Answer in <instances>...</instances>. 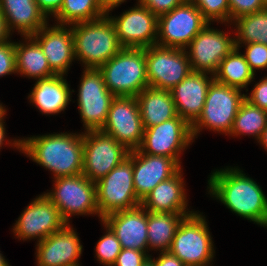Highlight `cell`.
<instances>
[{"mask_svg": "<svg viewBox=\"0 0 267 266\" xmlns=\"http://www.w3.org/2000/svg\"><path fill=\"white\" fill-rule=\"evenodd\" d=\"M208 194L232 213L267 228V196L238 166L215 169L208 177Z\"/></svg>", "mask_w": 267, "mask_h": 266, "instance_id": "1", "label": "cell"}, {"mask_svg": "<svg viewBox=\"0 0 267 266\" xmlns=\"http://www.w3.org/2000/svg\"><path fill=\"white\" fill-rule=\"evenodd\" d=\"M21 139V153L51 171L53 179L83 172V132H53Z\"/></svg>", "mask_w": 267, "mask_h": 266, "instance_id": "2", "label": "cell"}, {"mask_svg": "<svg viewBox=\"0 0 267 266\" xmlns=\"http://www.w3.org/2000/svg\"><path fill=\"white\" fill-rule=\"evenodd\" d=\"M75 60L84 68L99 69L123 47L113 22L104 15L98 19L71 25Z\"/></svg>", "mask_w": 267, "mask_h": 266, "instance_id": "3", "label": "cell"}, {"mask_svg": "<svg viewBox=\"0 0 267 266\" xmlns=\"http://www.w3.org/2000/svg\"><path fill=\"white\" fill-rule=\"evenodd\" d=\"M99 70L114 96L136 97L149 86L145 48H122Z\"/></svg>", "mask_w": 267, "mask_h": 266, "instance_id": "4", "label": "cell"}, {"mask_svg": "<svg viewBox=\"0 0 267 266\" xmlns=\"http://www.w3.org/2000/svg\"><path fill=\"white\" fill-rule=\"evenodd\" d=\"M243 90L215 80L209 85L201 115L191 125L193 140L202 130L229 135L238 109L245 100Z\"/></svg>", "mask_w": 267, "mask_h": 266, "instance_id": "5", "label": "cell"}, {"mask_svg": "<svg viewBox=\"0 0 267 266\" xmlns=\"http://www.w3.org/2000/svg\"><path fill=\"white\" fill-rule=\"evenodd\" d=\"M203 212L195 211L180 222L169 252L186 266H212L215 257L213 237Z\"/></svg>", "mask_w": 267, "mask_h": 266, "instance_id": "6", "label": "cell"}, {"mask_svg": "<svg viewBox=\"0 0 267 266\" xmlns=\"http://www.w3.org/2000/svg\"><path fill=\"white\" fill-rule=\"evenodd\" d=\"M53 188L44 192L58 208L63 219L70 224L71 216L96 215L103 219L97 206L96 183L82 173L55 178Z\"/></svg>", "mask_w": 267, "mask_h": 266, "instance_id": "7", "label": "cell"}, {"mask_svg": "<svg viewBox=\"0 0 267 266\" xmlns=\"http://www.w3.org/2000/svg\"><path fill=\"white\" fill-rule=\"evenodd\" d=\"M97 206L102 218L141 204L133 183V150L127 158L96 182Z\"/></svg>", "mask_w": 267, "mask_h": 266, "instance_id": "8", "label": "cell"}, {"mask_svg": "<svg viewBox=\"0 0 267 266\" xmlns=\"http://www.w3.org/2000/svg\"><path fill=\"white\" fill-rule=\"evenodd\" d=\"M78 85V111L84 131L101 130L115 96L107 89L99 69L84 68Z\"/></svg>", "mask_w": 267, "mask_h": 266, "instance_id": "9", "label": "cell"}, {"mask_svg": "<svg viewBox=\"0 0 267 266\" xmlns=\"http://www.w3.org/2000/svg\"><path fill=\"white\" fill-rule=\"evenodd\" d=\"M129 150L101 130L83 132V172L97 182L129 155Z\"/></svg>", "mask_w": 267, "mask_h": 266, "instance_id": "10", "label": "cell"}, {"mask_svg": "<svg viewBox=\"0 0 267 266\" xmlns=\"http://www.w3.org/2000/svg\"><path fill=\"white\" fill-rule=\"evenodd\" d=\"M207 24L197 7L186 0L158 16L156 45L185 49Z\"/></svg>", "mask_w": 267, "mask_h": 266, "instance_id": "11", "label": "cell"}, {"mask_svg": "<svg viewBox=\"0 0 267 266\" xmlns=\"http://www.w3.org/2000/svg\"><path fill=\"white\" fill-rule=\"evenodd\" d=\"M145 59L150 87L171 90L192 71L185 49L152 45Z\"/></svg>", "mask_w": 267, "mask_h": 266, "instance_id": "12", "label": "cell"}, {"mask_svg": "<svg viewBox=\"0 0 267 266\" xmlns=\"http://www.w3.org/2000/svg\"><path fill=\"white\" fill-rule=\"evenodd\" d=\"M193 141L191 125L178 115L161 124L144 128L138 150L145 154L174 158L181 164L180 155Z\"/></svg>", "mask_w": 267, "mask_h": 266, "instance_id": "13", "label": "cell"}, {"mask_svg": "<svg viewBox=\"0 0 267 266\" xmlns=\"http://www.w3.org/2000/svg\"><path fill=\"white\" fill-rule=\"evenodd\" d=\"M211 23L194 37L185 48L192 71L214 75L220 62L236 47L231 32L214 29Z\"/></svg>", "mask_w": 267, "mask_h": 266, "instance_id": "14", "label": "cell"}, {"mask_svg": "<svg viewBox=\"0 0 267 266\" xmlns=\"http://www.w3.org/2000/svg\"><path fill=\"white\" fill-rule=\"evenodd\" d=\"M67 224L58 208L42 193L24 209L11 231L20 240L37 239L38 243Z\"/></svg>", "mask_w": 267, "mask_h": 266, "instance_id": "15", "label": "cell"}, {"mask_svg": "<svg viewBox=\"0 0 267 266\" xmlns=\"http://www.w3.org/2000/svg\"><path fill=\"white\" fill-rule=\"evenodd\" d=\"M101 131L115 138L129 151L138 149L144 126L136 97L115 96Z\"/></svg>", "mask_w": 267, "mask_h": 266, "instance_id": "16", "label": "cell"}, {"mask_svg": "<svg viewBox=\"0 0 267 266\" xmlns=\"http://www.w3.org/2000/svg\"><path fill=\"white\" fill-rule=\"evenodd\" d=\"M107 15L123 48L144 49L156 45L158 16L140 2L119 16Z\"/></svg>", "mask_w": 267, "mask_h": 266, "instance_id": "17", "label": "cell"}, {"mask_svg": "<svg viewBox=\"0 0 267 266\" xmlns=\"http://www.w3.org/2000/svg\"><path fill=\"white\" fill-rule=\"evenodd\" d=\"M71 224L36 243L37 266H82L83 245Z\"/></svg>", "mask_w": 267, "mask_h": 266, "instance_id": "18", "label": "cell"}, {"mask_svg": "<svg viewBox=\"0 0 267 266\" xmlns=\"http://www.w3.org/2000/svg\"><path fill=\"white\" fill-rule=\"evenodd\" d=\"M32 37L39 43L51 70L56 75H67L75 60L71 26L47 23Z\"/></svg>", "mask_w": 267, "mask_h": 266, "instance_id": "19", "label": "cell"}, {"mask_svg": "<svg viewBox=\"0 0 267 266\" xmlns=\"http://www.w3.org/2000/svg\"><path fill=\"white\" fill-rule=\"evenodd\" d=\"M182 168L174 158L133 150V183L142 201L160 182L174 176Z\"/></svg>", "mask_w": 267, "mask_h": 266, "instance_id": "20", "label": "cell"}, {"mask_svg": "<svg viewBox=\"0 0 267 266\" xmlns=\"http://www.w3.org/2000/svg\"><path fill=\"white\" fill-rule=\"evenodd\" d=\"M102 221L115 233L122 248L148 253L147 210L141 204L110 213Z\"/></svg>", "mask_w": 267, "mask_h": 266, "instance_id": "21", "label": "cell"}, {"mask_svg": "<svg viewBox=\"0 0 267 266\" xmlns=\"http://www.w3.org/2000/svg\"><path fill=\"white\" fill-rule=\"evenodd\" d=\"M213 80L212 74L191 71L170 90L177 114L190 125L201 115L208 87Z\"/></svg>", "mask_w": 267, "mask_h": 266, "instance_id": "22", "label": "cell"}, {"mask_svg": "<svg viewBox=\"0 0 267 266\" xmlns=\"http://www.w3.org/2000/svg\"><path fill=\"white\" fill-rule=\"evenodd\" d=\"M183 168L174 176L160 182L145 198L141 205L148 212L194 213L188 208ZM186 192V193H185Z\"/></svg>", "mask_w": 267, "mask_h": 266, "instance_id": "23", "label": "cell"}, {"mask_svg": "<svg viewBox=\"0 0 267 266\" xmlns=\"http://www.w3.org/2000/svg\"><path fill=\"white\" fill-rule=\"evenodd\" d=\"M28 95L31 105L44 115L60 114L66 110L71 99V92L65 75H54L46 79L35 81L34 87Z\"/></svg>", "mask_w": 267, "mask_h": 266, "instance_id": "24", "label": "cell"}, {"mask_svg": "<svg viewBox=\"0 0 267 266\" xmlns=\"http://www.w3.org/2000/svg\"><path fill=\"white\" fill-rule=\"evenodd\" d=\"M0 9L11 34L32 36L48 23L35 0H0Z\"/></svg>", "mask_w": 267, "mask_h": 266, "instance_id": "25", "label": "cell"}, {"mask_svg": "<svg viewBox=\"0 0 267 266\" xmlns=\"http://www.w3.org/2000/svg\"><path fill=\"white\" fill-rule=\"evenodd\" d=\"M144 128L178 116L170 90L146 87L137 96Z\"/></svg>", "mask_w": 267, "mask_h": 266, "instance_id": "26", "label": "cell"}, {"mask_svg": "<svg viewBox=\"0 0 267 266\" xmlns=\"http://www.w3.org/2000/svg\"><path fill=\"white\" fill-rule=\"evenodd\" d=\"M23 41L15 42L17 75L29 79H46L56 75L50 68L39 43L32 36H23Z\"/></svg>", "mask_w": 267, "mask_h": 266, "instance_id": "27", "label": "cell"}, {"mask_svg": "<svg viewBox=\"0 0 267 266\" xmlns=\"http://www.w3.org/2000/svg\"><path fill=\"white\" fill-rule=\"evenodd\" d=\"M191 214L147 211L148 254L151 250L169 251L180 222Z\"/></svg>", "mask_w": 267, "mask_h": 266, "instance_id": "28", "label": "cell"}, {"mask_svg": "<svg viewBox=\"0 0 267 266\" xmlns=\"http://www.w3.org/2000/svg\"><path fill=\"white\" fill-rule=\"evenodd\" d=\"M240 48L235 47L219 64L214 74V80L228 86L241 90L245 88L248 92V85L255 82V74L251 71L246 62L244 54L239 53ZM247 88V89H246Z\"/></svg>", "mask_w": 267, "mask_h": 266, "instance_id": "29", "label": "cell"}, {"mask_svg": "<svg viewBox=\"0 0 267 266\" xmlns=\"http://www.w3.org/2000/svg\"><path fill=\"white\" fill-rule=\"evenodd\" d=\"M266 125L267 111L252 105L245 99L238 109L233 127L228 136H253L259 142Z\"/></svg>", "mask_w": 267, "mask_h": 266, "instance_id": "30", "label": "cell"}, {"mask_svg": "<svg viewBox=\"0 0 267 266\" xmlns=\"http://www.w3.org/2000/svg\"><path fill=\"white\" fill-rule=\"evenodd\" d=\"M106 14L99 0H63L54 21L58 25L71 26L98 19Z\"/></svg>", "mask_w": 267, "mask_h": 266, "instance_id": "31", "label": "cell"}, {"mask_svg": "<svg viewBox=\"0 0 267 266\" xmlns=\"http://www.w3.org/2000/svg\"><path fill=\"white\" fill-rule=\"evenodd\" d=\"M235 44L262 43L267 45V10L247 14L235 19Z\"/></svg>", "mask_w": 267, "mask_h": 266, "instance_id": "32", "label": "cell"}, {"mask_svg": "<svg viewBox=\"0 0 267 266\" xmlns=\"http://www.w3.org/2000/svg\"><path fill=\"white\" fill-rule=\"evenodd\" d=\"M104 225L105 234L98 240L95 246V257L104 266H113L116 258L122 250L121 243L118 241L111 228L101 220Z\"/></svg>", "mask_w": 267, "mask_h": 266, "instance_id": "33", "label": "cell"}, {"mask_svg": "<svg viewBox=\"0 0 267 266\" xmlns=\"http://www.w3.org/2000/svg\"><path fill=\"white\" fill-rule=\"evenodd\" d=\"M193 3L208 22L225 24L230 28V6L228 0H188ZM229 24V25H228Z\"/></svg>", "mask_w": 267, "mask_h": 266, "instance_id": "34", "label": "cell"}, {"mask_svg": "<svg viewBox=\"0 0 267 266\" xmlns=\"http://www.w3.org/2000/svg\"><path fill=\"white\" fill-rule=\"evenodd\" d=\"M237 48L245 46L243 53L251 71L256 76V70L267 68V45L262 43L235 44ZM244 45V46H243Z\"/></svg>", "mask_w": 267, "mask_h": 266, "instance_id": "35", "label": "cell"}, {"mask_svg": "<svg viewBox=\"0 0 267 266\" xmlns=\"http://www.w3.org/2000/svg\"><path fill=\"white\" fill-rule=\"evenodd\" d=\"M17 74L15 42L11 39L0 44V77Z\"/></svg>", "mask_w": 267, "mask_h": 266, "instance_id": "36", "label": "cell"}, {"mask_svg": "<svg viewBox=\"0 0 267 266\" xmlns=\"http://www.w3.org/2000/svg\"><path fill=\"white\" fill-rule=\"evenodd\" d=\"M230 6V24L237 18L264 9L263 0H228Z\"/></svg>", "mask_w": 267, "mask_h": 266, "instance_id": "37", "label": "cell"}, {"mask_svg": "<svg viewBox=\"0 0 267 266\" xmlns=\"http://www.w3.org/2000/svg\"><path fill=\"white\" fill-rule=\"evenodd\" d=\"M149 257L145 251L122 248L113 266H142Z\"/></svg>", "mask_w": 267, "mask_h": 266, "instance_id": "38", "label": "cell"}, {"mask_svg": "<svg viewBox=\"0 0 267 266\" xmlns=\"http://www.w3.org/2000/svg\"><path fill=\"white\" fill-rule=\"evenodd\" d=\"M245 99L252 105L267 111V76L255 83L250 93L245 94Z\"/></svg>", "mask_w": 267, "mask_h": 266, "instance_id": "39", "label": "cell"}, {"mask_svg": "<svg viewBox=\"0 0 267 266\" xmlns=\"http://www.w3.org/2000/svg\"><path fill=\"white\" fill-rule=\"evenodd\" d=\"M186 0H139V2L150 9L155 15L170 12Z\"/></svg>", "mask_w": 267, "mask_h": 266, "instance_id": "40", "label": "cell"}, {"mask_svg": "<svg viewBox=\"0 0 267 266\" xmlns=\"http://www.w3.org/2000/svg\"><path fill=\"white\" fill-rule=\"evenodd\" d=\"M38 4L39 10L45 15V17L49 18L53 16V18L60 11L63 0H35Z\"/></svg>", "mask_w": 267, "mask_h": 266, "instance_id": "41", "label": "cell"}, {"mask_svg": "<svg viewBox=\"0 0 267 266\" xmlns=\"http://www.w3.org/2000/svg\"><path fill=\"white\" fill-rule=\"evenodd\" d=\"M151 259L154 261L155 266H186L180 259L169 251L160 252L159 256Z\"/></svg>", "mask_w": 267, "mask_h": 266, "instance_id": "42", "label": "cell"}, {"mask_svg": "<svg viewBox=\"0 0 267 266\" xmlns=\"http://www.w3.org/2000/svg\"><path fill=\"white\" fill-rule=\"evenodd\" d=\"M5 118L0 119V149L2 148V145H6L8 144V146H11L12 148L14 147L15 149H17L19 152H21V144H22V139H7L6 136V128H5ZM7 140V141H6ZM5 142V143H4Z\"/></svg>", "mask_w": 267, "mask_h": 266, "instance_id": "43", "label": "cell"}, {"mask_svg": "<svg viewBox=\"0 0 267 266\" xmlns=\"http://www.w3.org/2000/svg\"><path fill=\"white\" fill-rule=\"evenodd\" d=\"M11 37H12V34L7 28L5 18L3 17L1 9H0V44L10 40Z\"/></svg>", "mask_w": 267, "mask_h": 266, "instance_id": "44", "label": "cell"}, {"mask_svg": "<svg viewBox=\"0 0 267 266\" xmlns=\"http://www.w3.org/2000/svg\"><path fill=\"white\" fill-rule=\"evenodd\" d=\"M102 8L107 14H110V11L119 7L122 3L127 2L126 0H99ZM139 2V0H136Z\"/></svg>", "mask_w": 267, "mask_h": 266, "instance_id": "45", "label": "cell"}, {"mask_svg": "<svg viewBox=\"0 0 267 266\" xmlns=\"http://www.w3.org/2000/svg\"><path fill=\"white\" fill-rule=\"evenodd\" d=\"M259 145L265 149V151H267V125L263 131V134L259 140Z\"/></svg>", "mask_w": 267, "mask_h": 266, "instance_id": "46", "label": "cell"}, {"mask_svg": "<svg viewBox=\"0 0 267 266\" xmlns=\"http://www.w3.org/2000/svg\"><path fill=\"white\" fill-rule=\"evenodd\" d=\"M7 114V109L5 108V106L2 105V103H0V119L6 118L5 116Z\"/></svg>", "mask_w": 267, "mask_h": 266, "instance_id": "47", "label": "cell"}, {"mask_svg": "<svg viewBox=\"0 0 267 266\" xmlns=\"http://www.w3.org/2000/svg\"><path fill=\"white\" fill-rule=\"evenodd\" d=\"M0 266H11V265H9V263L5 259V256H3L2 253H0Z\"/></svg>", "mask_w": 267, "mask_h": 266, "instance_id": "48", "label": "cell"}, {"mask_svg": "<svg viewBox=\"0 0 267 266\" xmlns=\"http://www.w3.org/2000/svg\"><path fill=\"white\" fill-rule=\"evenodd\" d=\"M142 266H155L154 265V261L151 259V257H149Z\"/></svg>", "mask_w": 267, "mask_h": 266, "instance_id": "49", "label": "cell"}, {"mask_svg": "<svg viewBox=\"0 0 267 266\" xmlns=\"http://www.w3.org/2000/svg\"><path fill=\"white\" fill-rule=\"evenodd\" d=\"M263 2H264V9L267 10V0H263Z\"/></svg>", "mask_w": 267, "mask_h": 266, "instance_id": "50", "label": "cell"}]
</instances>
